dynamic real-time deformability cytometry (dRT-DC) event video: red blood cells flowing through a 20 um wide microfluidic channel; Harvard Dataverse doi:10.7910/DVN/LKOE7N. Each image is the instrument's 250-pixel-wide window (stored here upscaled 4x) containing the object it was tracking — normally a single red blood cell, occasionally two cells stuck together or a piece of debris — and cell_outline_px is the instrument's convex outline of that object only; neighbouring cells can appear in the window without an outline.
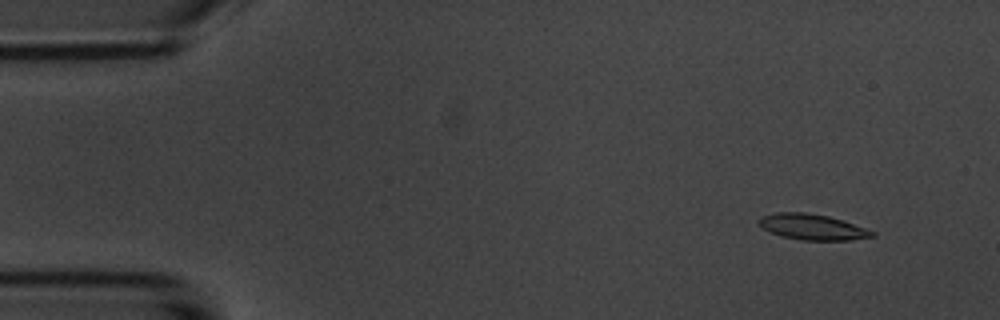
{"species": "common noctule bat (a hibernating species)", "species_latin": "Nyctalus noctula", "temperature_condition": "room temperature", "stored_images_in_passage": 4, "camera_frame_rate_fps": 3000, "um_per_image_px": 0.085, "animal": {"sex": "male", "body_mass_g": 20.1, "forearm_length_mm": 53.5}, "frame": {"image": 1, "passage_image": 1, "time_ms": 0.0, "image_size_px": [1000, 320], "cell_outline_px": [[876, 236], [848, 240], [804, 240], [784, 236], [772, 232], [764, 228], [756, 220], [760, 216], [776, 212], [804, 212], [828, 216], [844, 220], [876, 232]], "centroid_in_image_um": [69.07, 19.28], "position_along_channel_um": 15.9, "area_um2": 16.88}}
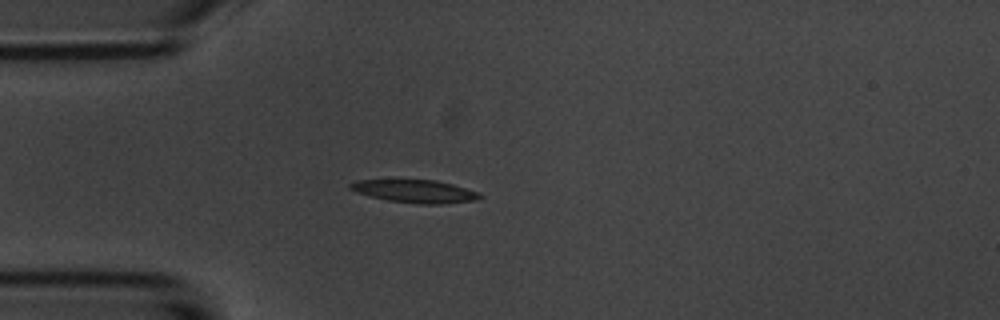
{"frame": {"image": 2, "passage_image": 4, "time_ms": 3.333, "image_size_px": [1000, 320], "cell_outline_px": [[484, 196], [476, 200], [440, 204], [416, 204], [388, 200], [356, 192], [348, 188], [348, 184], [360, 180], [436, 180], [452, 184], [476, 192]], "centroid_in_image_um": [35.27, 16.26], "position_along_channel_um": 49.7, "area_um2": 17.05}}